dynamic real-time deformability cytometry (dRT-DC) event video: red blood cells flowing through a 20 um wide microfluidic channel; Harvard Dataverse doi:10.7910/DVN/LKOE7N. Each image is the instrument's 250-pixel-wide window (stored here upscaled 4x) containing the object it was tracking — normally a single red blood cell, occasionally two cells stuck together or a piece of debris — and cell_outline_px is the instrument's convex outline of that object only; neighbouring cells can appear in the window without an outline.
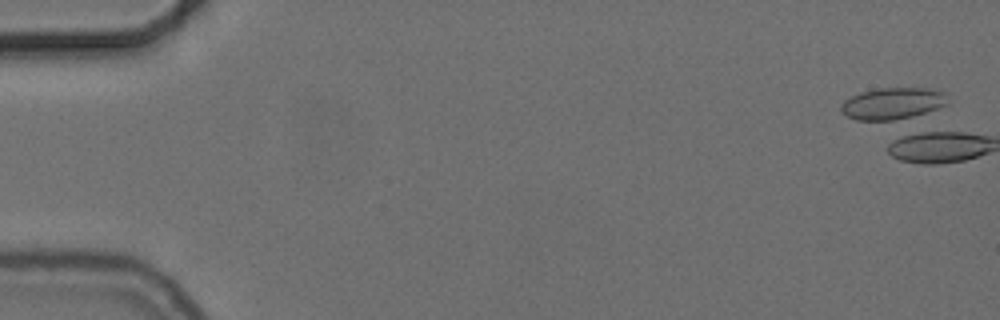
{"species": "common noctule bat (a hibernating species)", "species_latin": "Nyctalus noctula", "temperature_condition": "cold", "stored_images_in_passage": 3, "camera_frame_rate_fps": 3000, "um_per_image_px": 0.085, "animal": {"sex": "female", "body_mass_g": 24.6, "forearm_length_mm": 56.2}, "frame": {"image": 1, "passage_image": 2, "time_ms": 0.333, "image_size_px": [1000, 320], "cell_outline_px": [[948, 104], [904, 120], [856, 120], [848, 116], [840, 108], [840, 104], [844, 100], [860, 92], [880, 88], [928, 88], [948, 92]], "centroid_in_image_um": [75.92, 8.79], "position_along_channel_um": 9.1, "area_um2": 19.94}}